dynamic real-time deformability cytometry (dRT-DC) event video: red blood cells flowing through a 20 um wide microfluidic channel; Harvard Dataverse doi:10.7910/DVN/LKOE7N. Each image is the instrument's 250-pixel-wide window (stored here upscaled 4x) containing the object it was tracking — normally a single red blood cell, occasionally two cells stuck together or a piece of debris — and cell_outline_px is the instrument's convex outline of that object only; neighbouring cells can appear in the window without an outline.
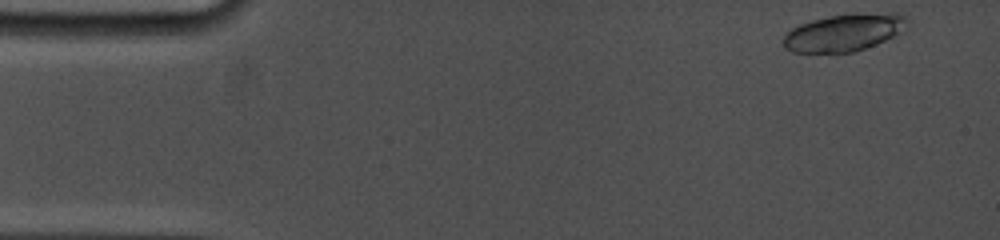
{"species": "common noctule bat (a hibernating species)", "species_latin": "Nyctalus noctula", "temperature_condition": "cold", "stored_images_in_passage": 13, "camera_frame_rate_fps": 5000, "um_per_image_px": 0.085, "animal": {"sex": "female", "body_mass_g": 19.0, "forearm_length_mm": 53.3}, "frame": {"image": 1, "passage_image": 1, "time_ms": 0.0, "image_size_px": [1000, 240], "cell_outline_px": [[908, 20], [892, 36], [884, 40], [864, 48], [852, 52], [792, 52], [784, 48], [784, 36], [792, 28], [800, 24], [812, 20], [828, 16], [892, 12], [900, 12]], "centroid_in_image_um": [71.68, 2.76], "position_along_channel_um": 13.3, "area_um2": 26.13}}
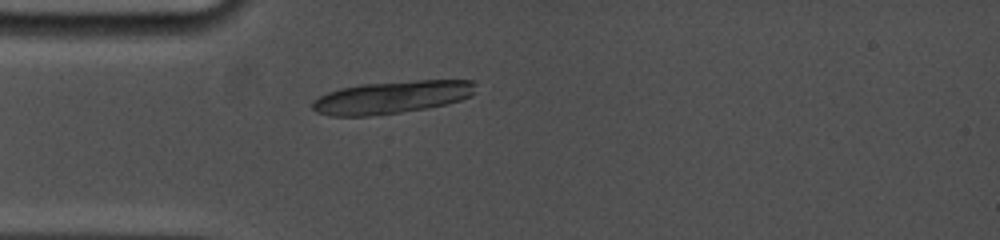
{"frame": {"image": 2, "passage_image": 13, "time_ms": 3.6, "image_size_px": [1000, 240], "cell_outline_px": [[476, 92], [472, 96], [460, 100], [428, 108], [400, 112], [368, 116], [328, 116], [316, 112], [312, 108], [312, 100], [328, 92], [340, 88], [360, 84], [416, 80], [472, 80], [476, 84]], "centroid_in_image_um": [33.31, 8.26], "position_along_channel_um": 51.7, "area_um2": 31.21}}